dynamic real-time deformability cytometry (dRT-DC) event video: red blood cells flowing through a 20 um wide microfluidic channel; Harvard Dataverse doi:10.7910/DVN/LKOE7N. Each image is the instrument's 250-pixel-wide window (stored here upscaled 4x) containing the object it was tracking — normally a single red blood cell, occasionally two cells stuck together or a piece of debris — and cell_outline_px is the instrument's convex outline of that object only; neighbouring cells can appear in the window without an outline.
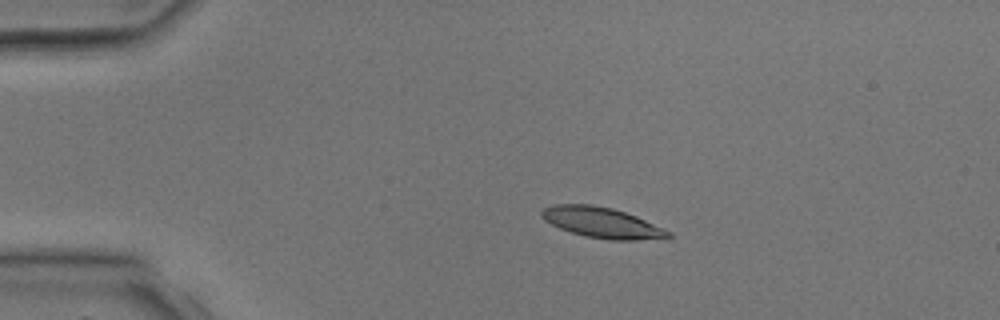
{"species": "common noctule bat (a hibernating species)", "species_latin": "Nyctalus noctula", "temperature_condition": "room temperature", "stored_images_in_passage": 4, "camera_frame_rate_fps": 3000, "um_per_image_px": 0.085, "animal": {"sex": "male", "body_mass_g": 17.9, "forearm_length_mm": 54.2}, "frame": {"image": 1, "passage_image": 3, "time_ms": 2.333, "image_size_px": [1000, 320], "cell_outline_px": [[672, 236], [636, 240], [612, 240], [584, 236], [560, 228], [544, 220], [540, 216], [540, 212], [544, 208], [552, 204], [592, 204], [612, 208], [636, 216], [664, 228], [672, 232]], "centroid_in_image_um": [51.13, 18.91], "position_along_channel_um": 33.9, "area_um2": 22.43}}